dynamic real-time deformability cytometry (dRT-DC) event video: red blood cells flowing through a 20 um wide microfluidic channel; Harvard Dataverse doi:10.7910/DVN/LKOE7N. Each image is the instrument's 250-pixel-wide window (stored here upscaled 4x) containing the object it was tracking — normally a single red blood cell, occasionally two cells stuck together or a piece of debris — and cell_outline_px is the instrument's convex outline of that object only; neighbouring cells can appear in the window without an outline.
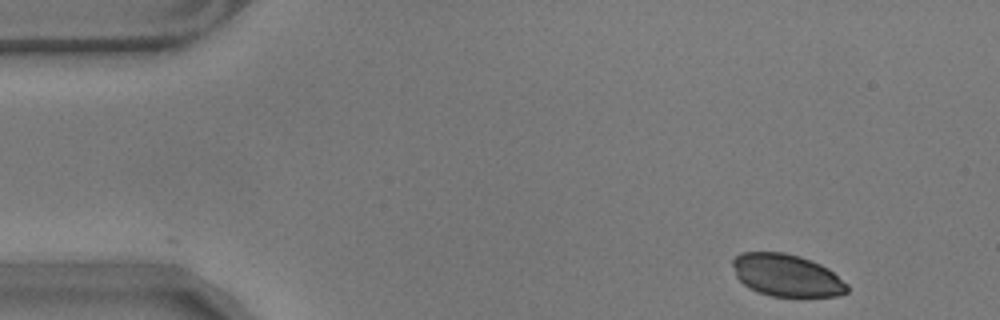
{"species": "common noctule bat (a hibernating species)", "species_latin": "Nyctalus noctula", "temperature_condition": "warm", "stored_images_in_passage": 53, "camera_frame_rate_fps": 3000, "um_per_image_px": 0.085, "animal": {"sex": "male", "body_mass_g": 17.9}, "frame": {"image": 1, "passage_image": 1, "time_ms": 0.0, "image_size_px": [1000, 320], "cell_outline_px": [[848, 292], [840, 296], [772, 296], [748, 288], [736, 276], [732, 264], [732, 260], [740, 252], [784, 252], [800, 256], [812, 260], [828, 268], [848, 284]], "centroid_in_image_um": [66.88, 23.39], "position_along_channel_um": 18.1, "area_um2": 28.26}}
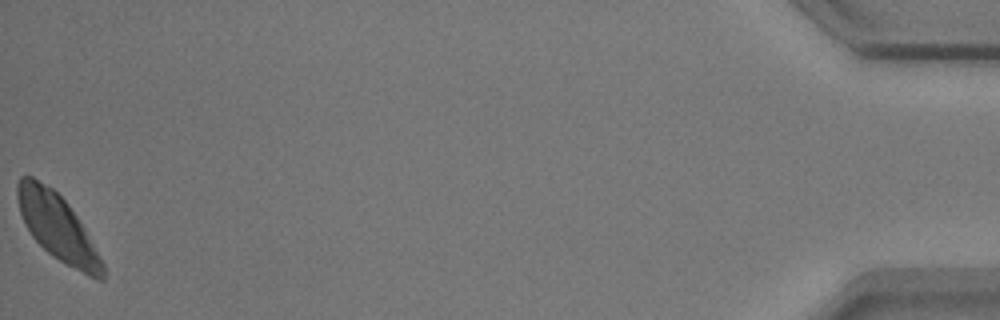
{"frame": {"image": 2, "passage_image": 53, "time_ms": 17.333, "image_size_px": [1000, 320], "cell_outline_px": [[104, 280], [96, 280], [88, 276], [52, 256], [32, 236], [24, 224], [20, 212], [16, 196], [16, 184], [20, 176], [32, 176], [52, 188], [68, 204], [84, 228], [104, 264]], "centroid_in_image_um": [4.86, 19.31], "position_along_channel_um": 430.3, "area_um2": 32.54}}